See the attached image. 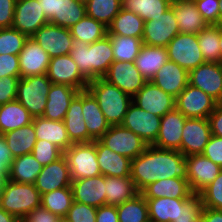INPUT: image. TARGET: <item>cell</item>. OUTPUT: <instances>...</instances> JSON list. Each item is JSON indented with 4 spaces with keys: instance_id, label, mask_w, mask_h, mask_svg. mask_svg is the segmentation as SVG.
Segmentation results:
<instances>
[{
    "instance_id": "e7e4bbea",
    "label": "cell",
    "mask_w": 222,
    "mask_h": 222,
    "mask_svg": "<svg viewBox=\"0 0 222 222\" xmlns=\"http://www.w3.org/2000/svg\"><path fill=\"white\" fill-rule=\"evenodd\" d=\"M38 2L40 3L46 18L50 22L55 16L56 0H38Z\"/></svg>"
},
{
    "instance_id": "74e56055",
    "label": "cell",
    "mask_w": 222,
    "mask_h": 222,
    "mask_svg": "<svg viewBox=\"0 0 222 222\" xmlns=\"http://www.w3.org/2000/svg\"><path fill=\"white\" fill-rule=\"evenodd\" d=\"M3 136L14 158L32 153L33 147L37 141L33 122L29 125L4 133Z\"/></svg>"
},
{
    "instance_id": "cb8c5ba5",
    "label": "cell",
    "mask_w": 222,
    "mask_h": 222,
    "mask_svg": "<svg viewBox=\"0 0 222 222\" xmlns=\"http://www.w3.org/2000/svg\"><path fill=\"white\" fill-rule=\"evenodd\" d=\"M189 72L172 61H167L155 74L151 82L164 92L177 97L189 84Z\"/></svg>"
},
{
    "instance_id": "83f0119b",
    "label": "cell",
    "mask_w": 222,
    "mask_h": 222,
    "mask_svg": "<svg viewBox=\"0 0 222 222\" xmlns=\"http://www.w3.org/2000/svg\"><path fill=\"white\" fill-rule=\"evenodd\" d=\"M140 193L144 198H189L194 194L188 180L179 177L157 180Z\"/></svg>"
},
{
    "instance_id": "e0dca14e",
    "label": "cell",
    "mask_w": 222,
    "mask_h": 222,
    "mask_svg": "<svg viewBox=\"0 0 222 222\" xmlns=\"http://www.w3.org/2000/svg\"><path fill=\"white\" fill-rule=\"evenodd\" d=\"M132 102L139 108L159 117L164 116L175 108V97L164 92L151 81H147L132 97Z\"/></svg>"
},
{
    "instance_id": "277c9868",
    "label": "cell",
    "mask_w": 222,
    "mask_h": 222,
    "mask_svg": "<svg viewBox=\"0 0 222 222\" xmlns=\"http://www.w3.org/2000/svg\"><path fill=\"white\" fill-rule=\"evenodd\" d=\"M41 206V194L35 184L18 183L9 180L0 207L21 220L26 214Z\"/></svg>"
},
{
    "instance_id": "ba28073f",
    "label": "cell",
    "mask_w": 222,
    "mask_h": 222,
    "mask_svg": "<svg viewBox=\"0 0 222 222\" xmlns=\"http://www.w3.org/2000/svg\"><path fill=\"white\" fill-rule=\"evenodd\" d=\"M99 141L113 152L131 160L139 156L148 146L138 135L121 124L110 126Z\"/></svg>"
},
{
    "instance_id": "11a10c76",
    "label": "cell",
    "mask_w": 222,
    "mask_h": 222,
    "mask_svg": "<svg viewBox=\"0 0 222 222\" xmlns=\"http://www.w3.org/2000/svg\"><path fill=\"white\" fill-rule=\"evenodd\" d=\"M20 76L19 55H0V78Z\"/></svg>"
},
{
    "instance_id": "8992f818",
    "label": "cell",
    "mask_w": 222,
    "mask_h": 222,
    "mask_svg": "<svg viewBox=\"0 0 222 222\" xmlns=\"http://www.w3.org/2000/svg\"><path fill=\"white\" fill-rule=\"evenodd\" d=\"M72 180L101 175L97 162L96 140L89 143H73L64 151Z\"/></svg>"
},
{
    "instance_id": "bcb514c9",
    "label": "cell",
    "mask_w": 222,
    "mask_h": 222,
    "mask_svg": "<svg viewBox=\"0 0 222 222\" xmlns=\"http://www.w3.org/2000/svg\"><path fill=\"white\" fill-rule=\"evenodd\" d=\"M73 203L71 187H64L41 195V206L58 217H65Z\"/></svg>"
},
{
    "instance_id": "f907efd6",
    "label": "cell",
    "mask_w": 222,
    "mask_h": 222,
    "mask_svg": "<svg viewBox=\"0 0 222 222\" xmlns=\"http://www.w3.org/2000/svg\"><path fill=\"white\" fill-rule=\"evenodd\" d=\"M203 204L199 194H193L180 204V214L173 222H201Z\"/></svg>"
},
{
    "instance_id": "836d02e7",
    "label": "cell",
    "mask_w": 222,
    "mask_h": 222,
    "mask_svg": "<svg viewBox=\"0 0 222 222\" xmlns=\"http://www.w3.org/2000/svg\"><path fill=\"white\" fill-rule=\"evenodd\" d=\"M42 165L30 154L17 156L8 169L9 180L18 183L34 184Z\"/></svg>"
},
{
    "instance_id": "681fc988",
    "label": "cell",
    "mask_w": 222,
    "mask_h": 222,
    "mask_svg": "<svg viewBox=\"0 0 222 222\" xmlns=\"http://www.w3.org/2000/svg\"><path fill=\"white\" fill-rule=\"evenodd\" d=\"M31 154L42 166H46L61 158L64 151L54 143L37 139Z\"/></svg>"
},
{
    "instance_id": "d6986e66",
    "label": "cell",
    "mask_w": 222,
    "mask_h": 222,
    "mask_svg": "<svg viewBox=\"0 0 222 222\" xmlns=\"http://www.w3.org/2000/svg\"><path fill=\"white\" fill-rule=\"evenodd\" d=\"M38 0H17L12 27L22 32L27 37H32L35 32L48 23Z\"/></svg>"
},
{
    "instance_id": "5bb4252c",
    "label": "cell",
    "mask_w": 222,
    "mask_h": 222,
    "mask_svg": "<svg viewBox=\"0 0 222 222\" xmlns=\"http://www.w3.org/2000/svg\"><path fill=\"white\" fill-rule=\"evenodd\" d=\"M107 82L133 97L146 83L134 62L114 61L105 76Z\"/></svg>"
},
{
    "instance_id": "b9f144b4",
    "label": "cell",
    "mask_w": 222,
    "mask_h": 222,
    "mask_svg": "<svg viewBox=\"0 0 222 222\" xmlns=\"http://www.w3.org/2000/svg\"><path fill=\"white\" fill-rule=\"evenodd\" d=\"M197 39L205 62L218 63L220 25H207L197 34Z\"/></svg>"
},
{
    "instance_id": "5b68a950",
    "label": "cell",
    "mask_w": 222,
    "mask_h": 222,
    "mask_svg": "<svg viewBox=\"0 0 222 222\" xmlns=\"http://www.w3.org/2000/svg\"><path fill=\"white\" fill-rule=\"evenodd\" d=\"M52 82L46 74L20 78L17 86L18 100L33 117H41L47 104Z\"/></svg>"
},
{
    "instance_id": "7bdbcfd3",
    "label": "cell",
    "mask_w": 222,
    "mask_h": 222,
    "mask_svg": "<svg viewBox=\"0 0 222 222\" xmlns=\"http://www.w3.org/2000/svg\"><path fill=\"white\" fill-rule=\"evenodd\" d=\"M119 222H144L149 219L146 199L139 192L132 199L117 206Z\"/></svg>"
},
{
    "instance_id": "ee69618b",
    "label": "cell",
    "mask_w": 222,
    "mask_h": 222,
    "mask_svg": "<svg viewBox=\"0 0 222 222\" xmlns=\"http://www.w3.org/2000/svg\"><path fill=\"white\" fill-rule=\"evenodd\" d=\"M112 43L114 61L134 62L143 45L142 39L122 35H107Z\"/></svg>"
},
{
    "instance_id": "7c38bea8",
    "label": "cell",
    "mask_w": 222,
    "mask_h": 222,
    "mask_svg": "<svg viewBox=\"0 0 222 222\" xmlns=\"http://www.w3.org/2000/svg\"><path fill=\"white\" fill-rule=\"evenodd\" d=\"M48 55L52 57L70 54L73 37L70 29L57 26L50 22L41 26L32 36Z\"/></svg>"
},
{
    "instance_id": "7dc6e473",
    "label": "cell",
    "mask_w": 222,
    "mask_h": 222,
    "mask_svg": "<svg viewBox=\"0 0 222 222\" xmlns=\"http://www.w3.org/2000/svg\"><path fill=\"white\" fill-rule=\"evenodd\" d=\"M28 37L13 27L0 29V55H19Z\"/></svg>"
},
{
    "instance_id": "4fadbf2b",
    "label": "cell",
    "mask_w": 222,
    "mask_h": 222,
    "mask_svg": "<svg viewBox=\"0 0 222 222\" xmlns=\"http://www.w3.org/2000/svg\"><path fill=\"white\" fill-rule=\"evenodd\" d=\"M46 75L52 83L65 84L78 91L87 90L89 83L69 54L52 57Z\"/></svg>"
},
{
    "instance_id": "753ad0ef",
    "label": "cell",
    "mask_w": 222,
    "mask_h": 222,
    "mask_svg": "<svg viewBox=\"0 0 222 222\" xmlns=\"http://www.w3.org/2000/svg\"><path fill=\"white\" fill-rule=\"evenodd\" d=\"M218 105H219L220 107H222V98H221V100L218 102Z\"/></svg>"
},
{
    "instance_id": "680465c9",
    "label": "cell",
    "mask_w": 222,
    "mask_h": 222,
    "mask_svg": "<svg viewBox=\"0 0 222 222\" xmlns=\"http://www.w3.org/2000/svg\"><path fill=\"white\" fill-rule=\"evenodd\" d=\"M58 219L57 215L48 211L43 206H39L26 214L20 222H57Z\"/></svg>"
},
{
    "instance_id": "ab89813d",
    "label": "cell",
    "mask_w": 222,
    "mask_h": 222,
    "mask_svg": "<svg viewBox=\"0 0 222 222\" xmlns=\"http://www.w3.org/2000/svg\"><path fill=\"white\" fill-rule=\"evenodd\" d=\"M172 0H121L122 9L139 15L144 21H150L163 14Z\"/></svg>"
},
{
    "instance_id": "d4e9b609",
    "label": "cell",
    "mask_w": 222,
    "mask_h": 222,
    "mask_svg": "<svg viewBox=\"0 0 222 222\" xmlns=\"http://www.w3.org/2000/svg\"><path fill=\"white\" fill-rule=\"evenodd\" d=\"M78 92L71 86L52 83L42 117L49 120L64 121L70 103Z\"/></svg>"
},
{
    "instance_id": "f1b7e54d",
    "label": "cell",
    "mask_w": 222,
    "mask_h": 222,
    "mask_svg": "<svg viewBox=\"0 0 222 222\" xmlns=\"http://www.w3.org/2000/svg\"><path fill=\"white\" fill-rule=\"evenodd\" d=\"M170 7L174 11L180 33L198 34L208 25L194 2L172 0Z\"/></svg>"
},
{
    "instance_id": "e575fe53",
    "label": "cell",
    "mask_w": 222,
    "mask_h": 222,
    "mask_svg": "<svg viewBox=\"0 0 222 222\" xmlns=\"http://www.w3.org/2000/svg\"><path fill=\"white\" fill-rule=\"evenodd\" d=\"M145 21L133 12L121 9L108 27L107 35H122L142 39Z\"/></svg>"
},
{
    "instance_id": "d590c367",
    "label": "cell",
    "mask_w": 222,
    "mask_h": 222,
    "mask_svg": "<svg viewBox=\"0 0 222 222\" xmlns=\"http://www.w3.org/2000/svg\"><path fill=\"white\" fill-rule=\"evenodd\" d=\"M152 222H173L180 214V204L187 198H145Z\"/></svg>"
},
{
    "instance_id": "6f0895ef",
    "label": "cell",
    "mask_w": 222,
    "mask_h": 222,
    "mask_svg": "<svg viewBox=\"0 0 222 222\" xmlns=\"http://www.w3.org/2000/svg\"><path fill=\"white\" fill-rule=\"evenodd\" d=\"M17 0H0V29L12 27Z\"/></svg>"
},
{
    "instance_id": "be15d7a7",
    "label": "cell",
    "mask_w": 222,
    "mask_h": 222,
    "mask_svg": "<svg viewBox=\"0 0 222 222\" xmlns=\"http://www.w3.org/2000/svg\"><path fill=\"white\" fill-rule=\"evenodd\" d=\"M201 222H222V210L203 207Z\"/></svg>"
},
{
    "instance_id": "94428289",
    "label": "cell",
    "mask_w": 222,
    "mask_h": 222,
    "mask_svg": "<svg viewBox=\"0 0 222 222\" xmlns=\"http://www.w3.org/2000/svg\"><path fill=\"white\" fill-rule=\"evenodd\" d=\"M96 222H119L117 206L103 205L98 207Z\"/></svg>"
},
{
    "instance_id": "2644e50d",
    "label": "cell",
    "mask_w": 222,
    "mask_h": 222,
    "mask_svg": "<svg viewBox=\"0 0 222 222\" xmlns=\"http://www.w3.org/2000/svg\"><path fill=\"white\" fill-rule=\"evenodd\" d=\"M57 222H73L71 220H69L66 216L65 217H59Z\"/></svg>"
},
{
    "instance_id": "2e32d148",
    "label": "cell",
    "mask_w": 222,
    "mask_h": 222,
    "mask_svg": "<svg viewBox=\"0 0 222 222\" xmlns=\"http://www.w3.org/2000/svg\"><path fill=\"white\" fill-rule=\"evenodd\" d=\"M189 84L199 88L217 102L222 98V65L204 62L189 71Z\"/></svg>"
},
{
    "instance_id": "6125c7cd",
    "label": "cell",
    "mask_w": 222,
    "mask_h": 222,
    "mask_svg": "<svg viewBox=\"0 0 222 222\" xmlns=\"http://www.w3.org/2000/svg\"><path fill=\"white\" fill-rule=\"evenodd\" d=\"M211 134L222 137V107L216 106L215 110L209 115Z\"/></svg>"
},
{
    "instance_id": "89a4df30",
    "label": "cell",
    "mask_w": 222,
    "mask_h": 222,
    "mask_svg": "<svg viewBox=\"0 0 222 222\" xmlns=\"http://www.w3.org/2000/svg\"><path fill=\"white\" fill-rule=\"evenodd\" d=\"M219 25H222V0H219Z\"/></svg>"
},
{
    "instance_id": "f6af8a7d",
    "label": "cell",
    "mask_w": 222,
    "mask_h": 222,
    "mask_svg": "<svg viewBox=\"0 0 222 222\" xmlns=\"http://www.w3.org/2000/svg\"><path fill=\"white\" fill-rule=\"evenodd\" d=\"M121 9V0H89L86 3V15L107 28Z\"/></svg>"
},
{
    "instance_id": "1f68e13d",
    "label": "cell",
    "mask_w": 222,
    "mask_h": 222,
    "mask_svg": "<svg viewBox=\"0 0 222 222\" xmlns=\"http://www.w3.org/2000/svg\"><path fill=\"white\" fill-rule=\"evenodd\" d=\"M82 91L73 98L66 112L64 123L72 143H89V133L83 119Z\"/></svg>"
},
{
    "instance_id": "8fae6325",
    "label": "cell",
    "mask_w": 222,
    "mask_h": 222,
    "mask_svg": "<svg viewBox=\"0 0 222 222\" xmlns=\"http://www.w3.org/2000/svg\"><path fill=\"white\" fill-rule=\"evenodd\" d=\"M179 31L174 11L169 7L163 14L145 21L142 42L150 46L165 47Z\"/></svg>"
},
{
    "instance_id": "3957f363",
    "label": "cell",
    "mask_w": 222,
    "mask_h": 222,
    "mask_svg": "<svg viewBox=\"0 0 222 222\" xmlns=\"http://www.w3.org/2000/svg\"><path fill=\"white\" fill-rule=\"evenodd\" d=\"M87 90L97 100L110 126L120 125L124 119L132 97L103 78L90 80Z\"/></svg>"
},
{
    "instance_id": "f5cc1de1",
    "label": "cell",
    "mask_w": 222,
    "mask_h": 222,
    "mask_svg": "<svg viewBox=\"0 0 222 222\" xmlns=\"http://www.w3.org/2000/svg\"><path fill=\"white\" fill-rule=\"evenodd\" d=\"M194 3L208 25H219V0H197Z\"/></svg>"
},
{
    "instance_id": "60d3db41",
    "label": "cell",
    "mask_w": 222,
    "mask_h": 222,
    "mask_svg": "<svg viewBox=\"0 0 222 222\" xmlns=\"http://www.w3.org/2000/svg\"><path fill=\"white\" fill-rule=\"evenodd\" d=\"M73 39L92 44L103 39L108 28L97 20L85 15L81 20L70 28Z\"/></svg>"
},
{
    "instance_id": "30bf717a",
    "label": "cell",
    "mask_w": 222,
    "mask_h": 222,
    "mask_svg": "<svg viewBox=\"0 0 222 222\" xmlns=\"http://www.w3.org/2000/svg\"><path fill=\"white\" fill-rule=\"evenodd\" d=\"M217 105L215 99L190 84L175 98V108L186 118H208Z\"/></svg>"
},
{
    "instance_id": "9a60e30c",
    "label": "cell",
    "mask_w": 222,
    "mask_h": 222,
    "mask_svg": "<svg viewBox=\"0 0 222 222\" xmlns=\"http://www.w3.org/2000/svg\"><path fill=\"white\" fill-rule=\"evenodd\" d=\"M211 135L208 118H186L181 136V153L185 157L202 154Z\"/></svg>"
},
{
    "instance_id": "44dd1931",
    "label": "cell",
    "mask_w": 222,
    "mask_h": 222,
    "mask_svg": "<svg viewBox=\"0 0 222 222\" xmlns=\"http://www.w3.org/2000/svg\"><path fill=\"white\" fill-rule=\"evenodd\" d=\"M50 60L51 57L37 41L28 37L19 53L20 78L47 74Z\"/></svg>"
},
{
    "instance_id": "7402d4cb",
    "label": "cell",
    "mask_w": 222,
    "mask_h": 222,
    "mask_svg": "<svg viewBox=\"0 0 222 222\" xmlns=\"http://www.w3.org/2000/svg\"><path fill=\"white\" fill-rule=\"evenodd\" d=\"M186 117L176 108L161 117L160 130L153 146L181 152L182 130Z\"/></svg>"
},
{
    "instance_id": "a7ac6f4b",
    "label": "cell",
    "mask_w": 222,
    "mask_h": 222,
    "mask_svg": "<svg viewBox=\"0 0 222 222\" xmlns=\"http://www.w3.org/2000/svg\"><path fill=\"white\" fill-rule=\"evenodd\" d=\"M219 47H220V55H219L218 63L222 65V25H220V42H219Z\"/></svg>"
},
{
    "instance_id": "603a6c76",
    "label": "cell",
    "mask_w": 222,
    "mask_h": 222,
    "mask_svg": "<svg viewBox=\"0 0 222 222\" xmlns=\"http://www.w3.org/2000/svg\"><path fill=\"white\" fill-rule=\"evenodd\" d=\"M73 201L94 206L106 205V176L89 177L72 180Z\"/></svg>"
},
{
    "instance_id": "003e7915",
    "label": "cell",
    "mask_w": 222,
    "mask_h": 222,
    "mask_svg": "<svg viewBox=\"0 0 222 222\" xmlns=\"http://www.w3.org/2000/svg\"><path fill=\"white\" fill-rule=\"evenodd\" d=\"M8 181H9L8 173H0V199L3 196Z\"/></svg>"
},
{
    "instance_id": "db71d44e",
    "label": "cell",
    "mask_w": 222,
    "mask_h": 222,
    "mask_svg": "<svg viewBox=\"0 0 222 222\" xmlns=\"http://www.w3.org/2000/svg\"><path fill=\"white\" fill-rule=\"evenodd\" d=\"M20 76L0 78V105L16 100Z\"/></svg>"
},
{
    "instance_id": "4316f807",
    "label": "cell",
    "mask_w": 222,
    "mask_h": 222,
    "mask_svg": "<svg viewBox=\"0 0 222 222\" xmlns=\"http://www.w3.org/2000/svg\"><path fill=\"white\" fill-rule=\"evenodd\" d=\"M97 162L103 176L129 177L131 175V159L122 156L96 140Z\"/></svg>"
},
{
    "instance_id": "03108f58",
    "label": "cell",
    "mask_w": 222,
    "mask_h": 222,
    "mask_svg": "<svg viewBox=\"0 0 222 222\" xmlns=\"http://www.w3.org/2000/svg\"><path fill=\"white\" fill-rule=\"evenodd\" d=\"M0 222H20V220L0 207Z\"/></svg>"
},
{
    "instance_id": "8c879c8a",
    "label": "cell",
    "mask_w": 222,
    "mask_h": 222,
    "mask_svg": "<svg viewBox=\"0 0 222 222\" xmlns=\"http://www.w3.org/2000/svg\"><path fill=\"white\" fill-rule=\"evenodd\" d=\"M75 1L80 2V3H83V4L86 5V3H87L89 0H75Z\"/></svg>"
},
{
    "instance_id": "7a4b0ae2",
    "label": "cell",
    "mask_w": 222,
    "mask_h": 222,
    "mask_svg": "<svg viewBox=\"0 0 222 222\" xmlns=\"http://www.w3.org/2000/svg\"><path fill=\"white\" fill-rule=\"evenodd\" d=\"M69 55L89 81L103 78L114 62L112 43L107 35L92 44L74 39Z\"/></svg>"
},
{
    "instance_id": "9c48e42d",
    "label": "cell",
    "mask_w": 222,
    "mask_h": 222,
    "mask_svg": "<svg viewBox=\"0 0 222 222\" xmlns=\"http://www.w3.org/2000/svg\"><path fill=\"white\" fill-rule=\"evenodd\" d=\"M161 117L131 103L121 125L138 135L148 146L153 145L160 130Z\"/></svg>"
},
{
    "instance_id": "6da1fadb",
    "label": "cell",
    "mask_w": 222,
    "mask_h": 222,
    "mask_svg": "<svg viewBox=\"0 0 222 222\" xmlns=\"http://www.w3.org/2000/svg\"><path fill=\"white\" fill-rule=\"evenodd\" d=\"M131 178L138 192L157 180L187 179L185 156L178 150H168L149 145L131 160Z\"/></svg>"
},
{
    "instance_id": "9f6ffc18",
    "label": "cell",
    "mask_w": 222,
    "mask_h": 222,
    "mask_svg": "<svg viewBox=\"0 0 222 222\" xmlns=\"http://www.w3.org/2000/svg\"><path fill=\"white\" fill-rule=\"evenodd\" d=\"M202 155L222 167V137L211 135Z\"/></svg>"
},
{
    "instance_id": "f35d334b",
    "label": "cell",
    "mask_w": 222,
    "mask_h": 222,
    "mask_svg": "<svg viewBox=\"0 0 222 222\" xmlns=\"http://www.w3.org/2000/svg\"><path fill=\"white\" fill-rule=\"evenodd\" d=\"M85 15V4L75 0H56L55 16L50 23L70 29Z\"/></svg>"
},
{
    "instance_id": "34e18365",
    "label": "cell",
    "mask_w": 222,
    "mask_h": 222,
    "mask_svg": "<svg viewBox=\"0 0 222 222\" xmlns=\"http://www.w3.org/2000/svg\"><path fill=\"white\" fill-rule=\"evenodd\" d=\"M184 1L195 2V1H197V0H184Z\"/></svg>"
},
{
    "instance_id": "ffe728a7",
    "label": "cell",
    "mask_w": 222,
    "mask_h": 222,
    "mask_svg": "<svg viewBox=\"0 0 222 222\" xmlns=\"http://www.w3.org/2000/svg\"><path fill=\"white\" fill-rule=\"evenodd\" d=\"M71 183L70 169L63 155L58 160L43 166L34 184L42 195L64 187H71Z\"/></svg>"
},
{
    "instance_id": "f546056e",
    "label": "cell",
    "mask_w": 222,
    "mask_h": 222,
    "mask_svg": "<svg viewBox=\"0 0 222 222\" xmlns=\"http://www.w3.org/2000/svg\"><path fill=\"white\" fill-rule=\"evenodd\" d=\"M169 60L165 47L150 46L143 44L134 64L147 80L151 81L158 70Z\"/></svg>"
},
{
    "instance_id": "52a82bcc",
    "label": "cell",
    "mask_w": 222,
    "mask_h": 222,
    "mask_svg": "<svg viewBox=\"0 0 222 222\" xmlns=\"http://www.w3.org/2000/svg\"><path fill=\"white\" fill-rule=\"evenodd\" d=\"M169 61L188 72L205 62L199 47L197 34L178 33L166 46Z\"/></svg>"
},
{
    "instance_id": "d6a6232c",
    "label": "cell",
    "mask_w": 222,
    "mask_h": 222,
    "mask_svg": "<svg viewBox=\"0 0 222 222\" xmlns=\"http://www.w3.org/2000/svg\"><path fill=\"white\" fill-rule=\"evenodd\" d=\"M33 116L18 101L0 105V134L13 131L33 122Z\"/></svg>"
},
{
    "instance_id": "c3c4849f",
    "label": "cell",
    "mask_w": 222,
    "mask_h": 222,
    "mask_svg": "<svg viewBox=\"0 0 222 222\" xmlns=\"http://www.w3.org/2000/svg\"><path fill=\"white\" fill-rule=\"evenodd\" d=\"M203 207L222 210V170L200 193Z\"/></svg>"
},
{
    "instance_id": "816d5d0a",
    "label": "cell",
    "mask_w": 222,
    "mask_h": 222,
    "mask_svg": "<svg viewBox=\"0 0 222 222\" xmlns=\"http://www.w3.org/2000/svg\"><path fill=\"white\" fill-rule=\"evenodd\" d=\"M97 208L73 201L66 217L73 222H96Z\"/></svg>"
},
{
    "instance_id": "484cf974",
    "label": "cell",
    "mask_w": 222,
    "mask_h": 222,
    "mask_svg": "<svg viewBox=\"0 0 222 222\" xmlns=\"http://www.w3.org/2000/svg\"><path fill=\"white\" fill-rule=\"evenodd\" d=\"M82 113L89 133V142L99 140L109 129L97 100L88 90H82Z\"/></svg>"
},
{
    "instance_id": "4dcf8cb0",
    "label": "cell",
    "mask_w": 222,
    "mask_h": 222,
    "mask_svg": "<svg viewBox=\"0 0 222 222\" xmlns=\"http://www.w3.org/2000/svg\"><path fill=\"white\" fill-rule=\"evenodd\" d=\"M33 127L37 139L54 143L63 151L73 144L68 137L64 121L49 120L42 116L34 117Z\"/></svg>"
},
{
    "instance_id": "91938a15",
    "label": "cell",
    "mask_w": 222,
    "mask_h": 222,
    "mask_svg": "<svg viewBox=\"0 0 222 222\" xmlns=\"http://www.w3.org/2000/svg\"><path fill=\"white\" fill-rule=\"evenodd\" d=\"M11 150L7 146L3 134H0V173H8V169L13 162Z\"/></svg>"
},
{
    "instance_id": "ac0fdd59",
    "label": "cell",
    "mask_w": 222,
    "mask_h": 222,
    "mask_svg": "<svg viewBox=\"0 0 222 222\" xmlns=\"http://www.w3.org/2000/svg\"><path fill=\"white\" fill-rule=\"evenodd\" d=\"M187 180L194 194H199L221 172L222 167L202 154L185 157Z\"/></svg>"
},
{
    "instance_id": "8d00e7d4",
    "label": "cell",
    "mask_w": 222,
    "mask_h": 222,
    "mask_svg": "<svg viewBox=\"0 0 222 222\" xmlns=\"http://www.w3.org/2000/svg\"><path fill=\"white\" fill-rule=\"evenodd\" d=\"M138 193L131 176H106V205L118 206Z\"/></svg>"
}]
</instances>
